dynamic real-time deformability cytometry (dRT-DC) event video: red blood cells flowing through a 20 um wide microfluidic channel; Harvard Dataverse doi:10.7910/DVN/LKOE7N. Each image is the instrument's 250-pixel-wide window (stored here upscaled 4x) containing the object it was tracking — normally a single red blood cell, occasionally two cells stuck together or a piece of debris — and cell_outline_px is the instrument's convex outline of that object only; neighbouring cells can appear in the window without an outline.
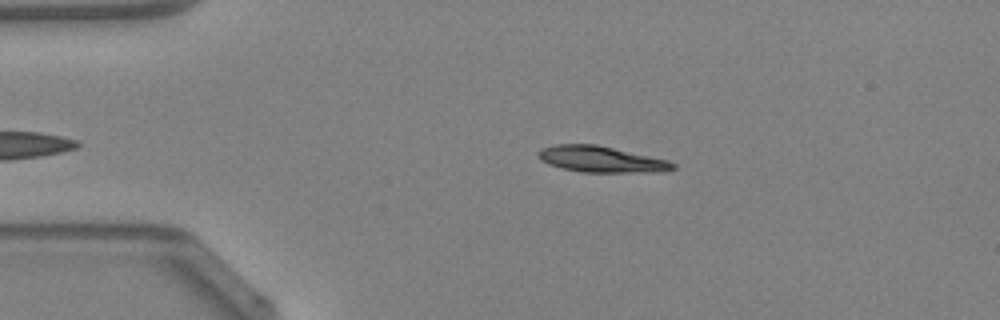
{"species": "Egyptian fruit bat (a non-hibernating species)", "species_latin": "Rousettus aegyptiacus", "temperature_condition": "warm", "stored_images_in_passage": 35, "camera_frame_rate_fps": 3000, "um_per_image_px": 0.085, "animal": {"sex": "female"}, "frame": {"image": 1, "passage_image": 3, "time_ms": 0.667, "image_size_px": [1000, 320], "cell_outline_px": [[676, 168], [660, 172], [580, 172], [548, 164], [540, 160], [536, 152], [540, 148], [556, 144], [596, 144], [668, 160], [676, 164]], "centroid_in_image_um": [51.08, 13.53], "position_along_channel_um": 33.9, "area_um2": 20.52}}
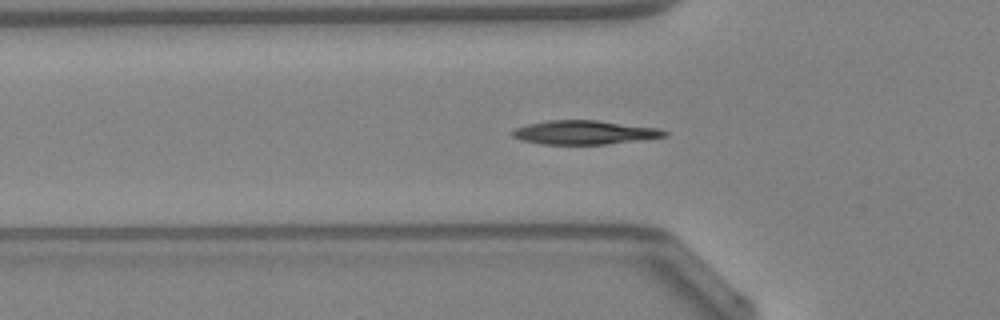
{"frame": {"image": 2, "passage_image": 9, "time_ms": 2.667, "image_size_px": [1000, 320], "cell_outline_px": [[668, 136], [640, 140], [608, 144], [540, 144], [520, 140], [512, 136], [512, 132], [516, 128], [528, 124], [548, 120], [596, 120], [660, 128], [668, 132]], "centroid_in_image_um": [49.7, 11.26], "position_along_channel_um": 76.1, "area_um2": 21.21}, "authors_computed_cell_mechanics": {"area_um2": 20.2878, "velocity_mm_per_s": 4.2919, "shape_relaxation_time_tau1_ms": 4.8407, "shape_relaxation_time_tau2_ms": null, "deformation_change_tau1": 0.1493, "deformation_change_tau2": null}}